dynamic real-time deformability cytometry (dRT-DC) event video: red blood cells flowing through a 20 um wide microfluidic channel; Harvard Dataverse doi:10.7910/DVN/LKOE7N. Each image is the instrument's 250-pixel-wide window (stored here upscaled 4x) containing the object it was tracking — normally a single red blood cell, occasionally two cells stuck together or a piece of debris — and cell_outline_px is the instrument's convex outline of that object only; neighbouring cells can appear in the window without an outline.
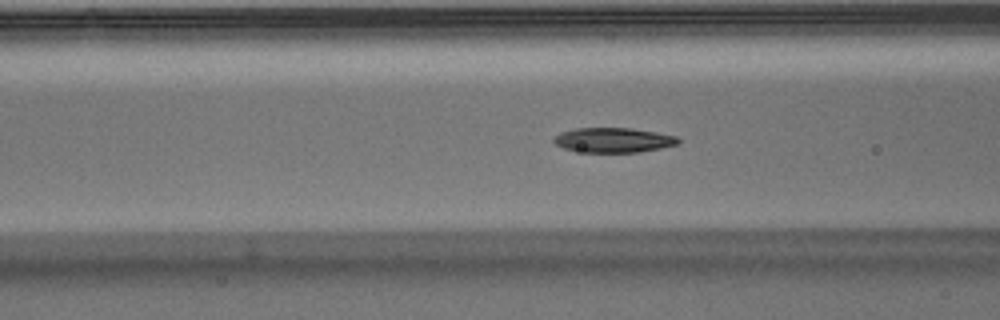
{"species": "Egyptian fruit bat (a non-hibernating species)", "species_latin": "Rousettus aegyptiacus", "temperature_condition": "warm", "stored_images_in_passage": 40, "camera_frame_rate_fps": 3000, "um_per_image_px": 0.085, "animal": {"sex": "male"}, "frame": {"image": 1, "passage_image": 9, "time_ms": 2.667, "image_size_px": [1000, 320], "cell_outline_px": [[680, 144], [640, 152], [584, 152], [564, 148], [556, 144], [552, 140], [560, 132], [576, 128], [632, 128], [656, 132], [676, 136], [680, 140]], "centroid_in_image_um": [52.16, 11.9], "position_along_channel_um": 114.4, "area_um2": 17.92}}
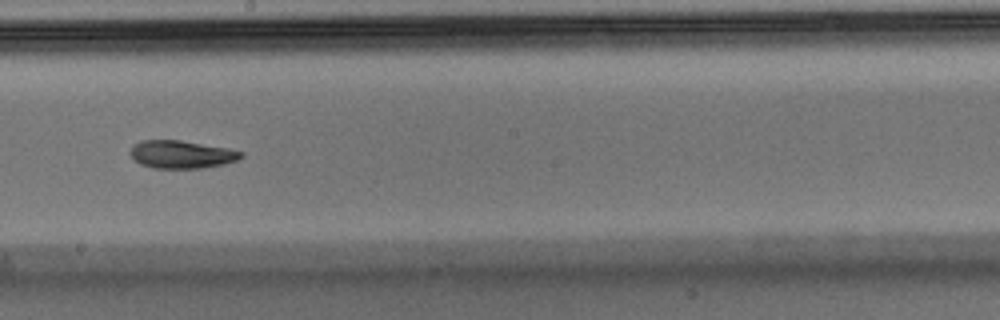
{"frame": {"image": 2, "passage_image": 18, "time_ms": 5.667, "image_size_px": [1000, 320], "cell_outline_px": [[244, 156], [236, 160], [224, 164], [204, 168], [152, 168], [140, 164], [128, 152], [132, 144], [140, 140], [180, 140], [228, 148], [244, 152]], "centroid_in_image_um": [15.41, 13.12], "position_along_channel_um": 232.8, "area_um2": 18.15}}
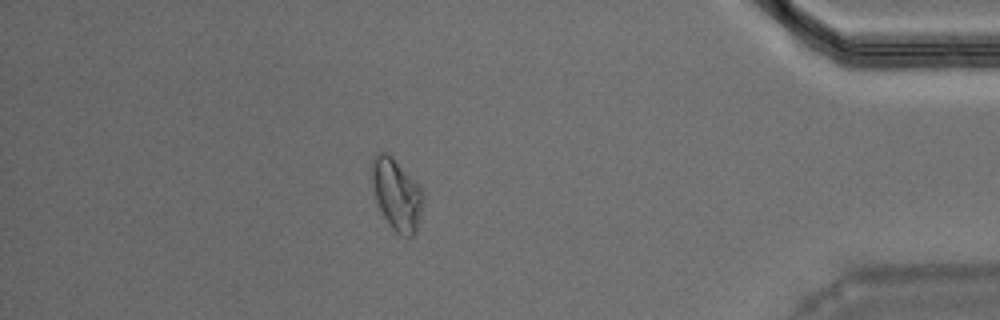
{"frame": {"image": 3, "passage_image": 34, "time_ms": 11.0, "image_size_px": [1000, 320], "cell_outline_px": [[424, 192], [416, 232], [412, 236], [400, 236], [392, 228], [384, 216], [376, 200], [372, 180], [372, 156], [376, 152], [384, 152], [392, 156]], "centroid_in_image_um": [33.7, 16.51], "position_along_channel_um": 401.5, "area_um2": 20.87}, "authors_computed_cell_mechanics": {"area_um2": 18.6116, "velocity_mm_per_s": 3.9395, "shape_relaxation_time_tau1_ms": 9.0253, "shape_relaxation_time_tau2_ms": 10.6512, "deformation_change_tau1": 0.2211, "deformation_change_tau2": 0.1388}}